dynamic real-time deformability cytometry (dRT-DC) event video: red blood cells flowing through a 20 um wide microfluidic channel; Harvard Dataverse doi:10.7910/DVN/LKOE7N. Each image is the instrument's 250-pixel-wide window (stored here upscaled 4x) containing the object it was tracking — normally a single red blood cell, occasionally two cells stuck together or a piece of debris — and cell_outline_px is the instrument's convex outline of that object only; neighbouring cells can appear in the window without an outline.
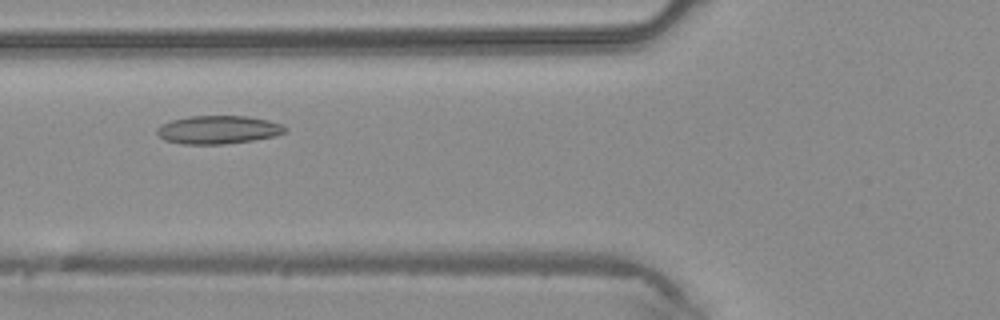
{"species": "common noctule bat (a hibernating species)", "species_latin": "Nyctalus noctula", "temperature_condition": "warm", "stored_images_in_passage": 29, "camera_frame_rate_fps": 3000, "um_per_image_px": 0.085, "animal": {"sex": "male", "body_mass_g": 20.4}, "frame": {"image": 1, "passage_image": 7, "time_ms": 2.0, "image_size_px": [1000, 320], "cell_outline_px": [[288, 128], [284, 132], [276, 136], [252, 140], [224, 144], [180, 144], [164, 140], [156, 132], [156, 128], [160, 124], [172, 120], [192, 116], [248, 116], [268, 120], [280, 124]], "centroid_in_image_um": [18.52, 11.03], "position_along_channel_um": 107.3, "area_um2": 21.1}}
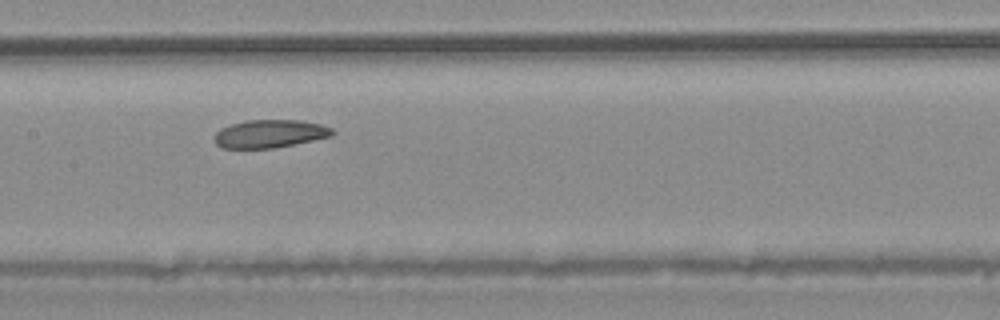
{"frame": {"image": 2, "passage_image": 12, "time_ms": 3.667, "image_size_px": [1000, 320], "cell_outline_px": [[336, 132], [332, 136], [272, 148], [220, 148], [216, 144], [216, 132], [220, 128], [244, 120], [300, 120], [320, 124], [332, 128]], "centroid_in_image_um": [22.94, 11.36], "position_along_channel_um": 184.5, "area_um2": 19.13}}
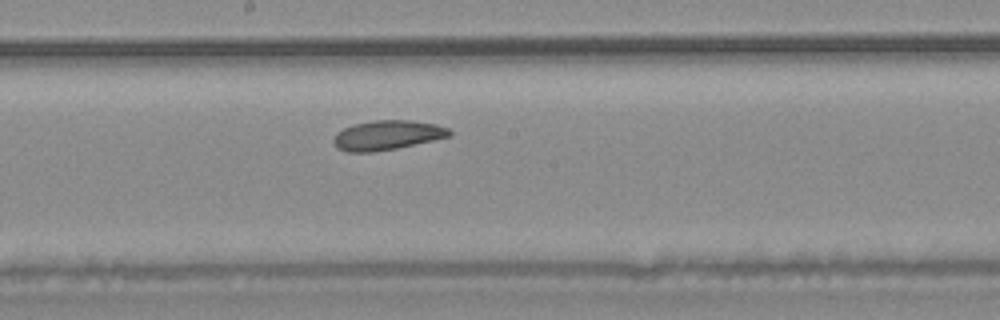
{"frame": {"image": 3, "passage_image": 14, "time_ms": 4.333, "image_size_px": [1000, 320], "cell_outline_px": [[452, 136], [396, 148], [372, 152], [348, 152], [336, 148], [332, 140], [336, 132], [352, 124], [372, 120], [412, 120], [436, 124], [448, 128], [452, 132]], "centroid_in_image_um": [32.89, 11.48], "position_along_channel_um": 215.3, "area_um2": 20.11}}